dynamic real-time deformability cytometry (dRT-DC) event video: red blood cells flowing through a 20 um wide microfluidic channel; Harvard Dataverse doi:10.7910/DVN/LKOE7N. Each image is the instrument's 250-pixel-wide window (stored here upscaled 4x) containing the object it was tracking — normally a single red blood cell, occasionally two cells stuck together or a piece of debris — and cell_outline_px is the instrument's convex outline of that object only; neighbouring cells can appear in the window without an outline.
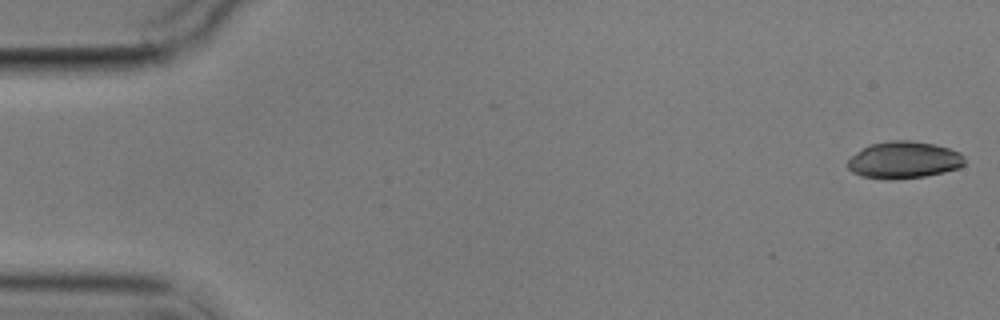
{"species": "common noctule bat (a hibernating species)", "species_latin": "Nyctalus noctula", "temperature_condition": "cold", "stored_images_in_passage": 6, "camera_frame_rate_fps": 3000, "um_per_image_px": 0.085, "animal": {"sex": "male", "body_mass_g": 17.9}, "frame": {"image": 1, "passage_image": 1, "time_ms": 0.0, "image_size_px": [1000, 320], "cell_outline_px": [[964, 164], [960, 168], [944, 172], [924, 176], [892, 180], [888, 180], [860, 176], [852, 172], [848, 168], [848, 160], [856, 152], [868, 144], [892, 140], [908, 140], [936, 144], [960, 152], [964, 156]], "centroid_in_image_um": [76.82, 13.6], "position_along_channel_um": 8.2, "area_um2": 25.43}}